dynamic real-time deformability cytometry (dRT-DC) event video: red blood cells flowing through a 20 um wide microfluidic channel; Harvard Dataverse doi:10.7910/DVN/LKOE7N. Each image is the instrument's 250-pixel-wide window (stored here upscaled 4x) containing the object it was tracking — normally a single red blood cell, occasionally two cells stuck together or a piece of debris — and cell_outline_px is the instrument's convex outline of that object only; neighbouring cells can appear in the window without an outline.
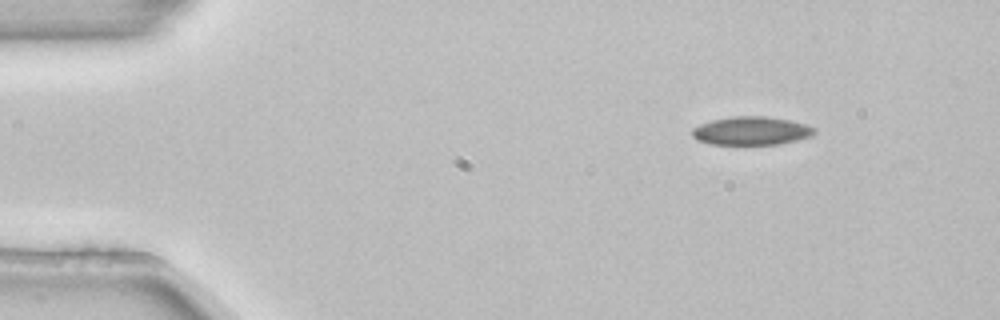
{"species": "common noctule bat (a hibernating species)", "species_latin": "Nyctalus noctula", "temperature_condition": "room temperature", "stored_images_in_passage": 3, "camera_frame_rate_fps": 3000, "um_per_image_px": 0.085, "animal": {"sex": "female", "body_mass_g": 22.7, "forearm_length_mm": 54.2}, "frame": {"image": 1, "passage_image": 1, "time_ms": 0.0, "image_size_px": [1000, 320], "cell_outline_px": [[816, 132], [812, 136], [780, 144], [712, 144], [696, 140], [692, 136], [692, 128], [700, 124], [712, 120], [732, 116], [764, 116], [788, 120], [804, 124], [816, 128]], "centroid_in_image_um": [63.85, 11.12], "position_along_channel_um": 21.2, "area_um2": 20.17}}